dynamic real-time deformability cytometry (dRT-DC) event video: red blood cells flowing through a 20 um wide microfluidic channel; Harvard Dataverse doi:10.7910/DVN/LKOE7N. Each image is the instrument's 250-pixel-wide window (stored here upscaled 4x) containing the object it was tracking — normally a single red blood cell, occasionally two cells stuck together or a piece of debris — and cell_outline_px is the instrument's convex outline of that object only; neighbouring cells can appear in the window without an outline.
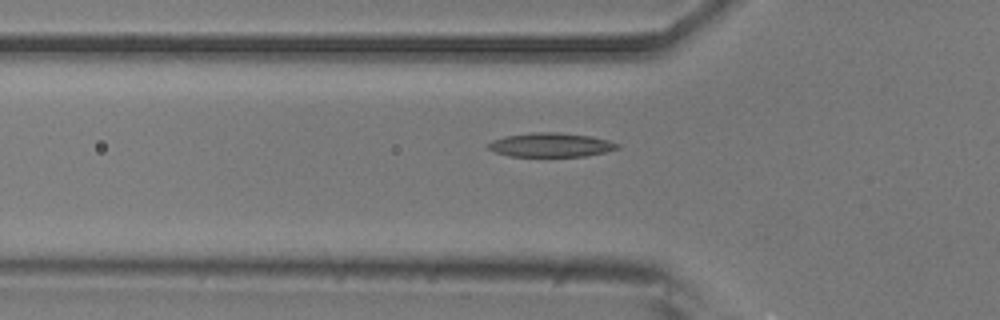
{"species": "common noctule bat (a hibernating species)", "species_latin": "Nyctalus noctula", "temperature_condition": "room temperature", "stored_images_in_passage": 38, "camera_frame_rate_fps": 3000, "um_per_image_px": 0.085, "animal": {"sex": "male", "body_mass_g": 20.5, "forearm_length_mm": 52.5}, "frame": {"image": 1, "passage_image": 6, "time_ms": 1.667, "image_size_px": [1000, 320], "cell_outline_px": [[620, 148], [604, 152], [584, 156], [508, 156], [496, 152], [488, 148], [488, 144], [492, 140], [504, 136], [532, 132], [556, 132], [592, 136], [608, 140], [620, 144]], "centroid_in_image_um": [46.83, 12.31], "position_along_channel_um": 79.0, "area_um2": 18.09}}
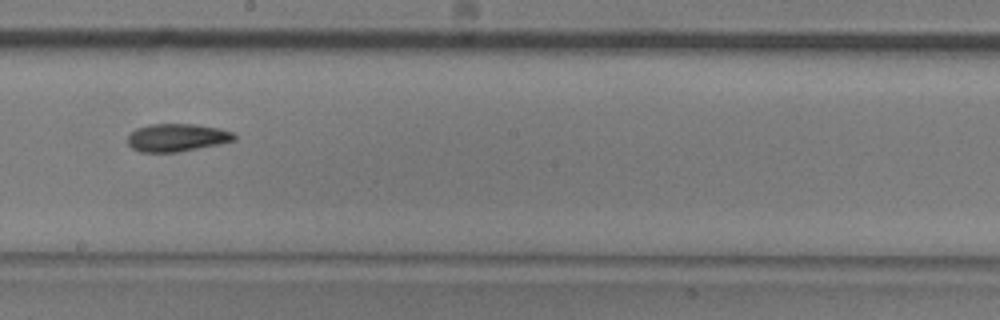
{"frame": {"image": 2, "passage_image": 18, "time_ms": 5.667, "image_size_px": [1000, 320], "cell_outline_px": [[236, 140], [220, 144], [180, 152], [140, 152], [132, 148], [128, 144], [128, 136], [136, 128], [148, 124], [192, 124], [220, 128], [232, 132], [236, 136]], "centroid_in_image_um": [15.05, 11.7], "position_along_channel_um": 233.2, "area_um2": 17.4}}
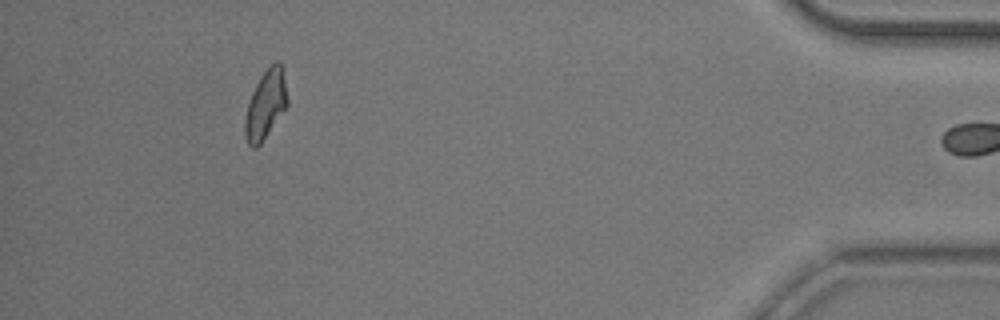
{"frame": {"image": 3, "passage_image": 37, "time_ms": 12.0, "image_size_px": [1000, 320], "cell_outline_px": [[288, 104], [260, 144], [256, 148], [252, 148], [248, 144], [244, 136], [244, 120], [248, 104], [252, 92], [260, 76], [276, 60], [280, 60], [284, 68], [288, 100]], "centroid_in_image_um": [22.59, 8.86], "position_along_channel_um": 412.6, "area_um2": 17.05}, "authors_computed_cell_mechanics": {"area_um2": 17.4556, "velocity_mm_per_s": 3.8393, "shape_relaxation_time_tau1_ms": null, "shape_relaxation_time_tau2_ms": 5.2156, "deformation_change_tau1": null, "deformation_change_tau2": 0.1195}}